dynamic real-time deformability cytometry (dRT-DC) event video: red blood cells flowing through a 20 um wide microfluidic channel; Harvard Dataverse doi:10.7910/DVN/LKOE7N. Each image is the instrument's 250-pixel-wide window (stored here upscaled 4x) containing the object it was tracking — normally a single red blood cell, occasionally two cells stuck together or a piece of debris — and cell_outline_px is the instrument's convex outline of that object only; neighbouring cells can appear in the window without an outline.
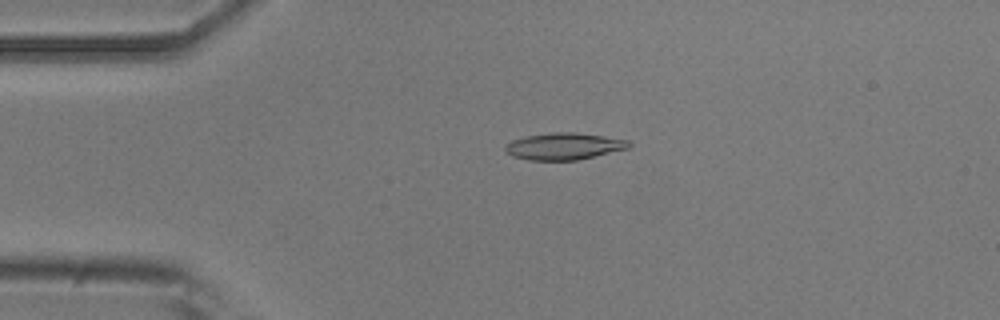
{"species": "common noctule bat (a hibernating species)", "species_latin": "Nyctalus noctula", "temperature_condition": "room temperature", "stored_images_in_passage": 45, "camera_frame_rate_fps": 3000, "um_per_image_px": 0.085, "animal": {"sex": "male", "body_mass_g": 20.5, "forearm_length_mm": 52.5}, "frame": {"image": 1, "passage_image": 4, "time_ms": 1.0, "image_size_px": [1000, 320], "cell_outline_px": [[632, 144], [628, 148], [576, 160], [528, 160], [512, 156], [504, 152], [504, 148], [512, 140], [528, 136], [556, 132], [576, 132], [604, 136], [628, 140]], "centroid_in_image_um": [47.92, 12.43], "position_along_channel_um": 37.1, "area_um2": 19.13}}
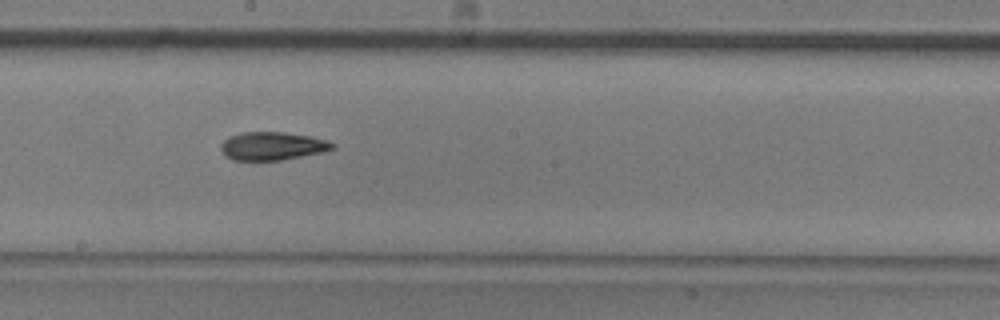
{"frame": {"image": 2, "passage_image": 21, "time_ms": 6.667, "image_size_px": [1000, 320], "cell_outline_px": [[336, 148], [324, 152], [280, 160], [232, 160], [224, 156], [220, 148], [220, 144], [228, 136], [240, 132], [284, 132], [312, 136], [328, 140], [336, 144]], "centroid_in_image_um": [23.16, 12.4], "position_along_channel_um": 225.0, "area_um2": 18.67}}
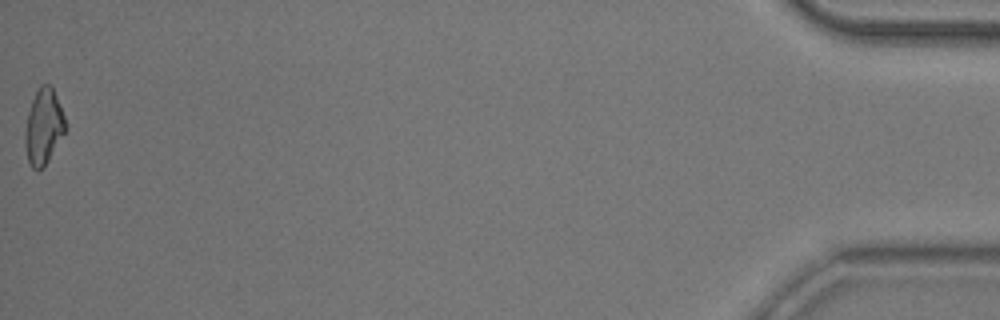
{"frame": {"image": 3, "passage_image": 45, "time_ms": 14.667, "image_size_px": [1000, 320], "cell_outline_px": [[68, 128], [44, 168], [36, 172], [32, 168], [28, 160], [24, 144], [24, 132], [28, 112], [32, 100], [40, 84], [48, 84], [52, 88], [56, 96], [68, 124]], "centroid_in_image_um": [3.71, 10.82], "position_along_channel_um": 431.5, "area_um2": 18.09}, "authors_computed_cell_mechanics": {"area_um2": 18.4382, "velocity_mm_per_s": 3.841, "shape_relaxation_time_tau1_ms": 4.8922, "shape_relaxation_time_tau2_ms": 3.5723, "deformation_change_tau1": 0.1349, "deformation_change_tau2": 0.1153}}